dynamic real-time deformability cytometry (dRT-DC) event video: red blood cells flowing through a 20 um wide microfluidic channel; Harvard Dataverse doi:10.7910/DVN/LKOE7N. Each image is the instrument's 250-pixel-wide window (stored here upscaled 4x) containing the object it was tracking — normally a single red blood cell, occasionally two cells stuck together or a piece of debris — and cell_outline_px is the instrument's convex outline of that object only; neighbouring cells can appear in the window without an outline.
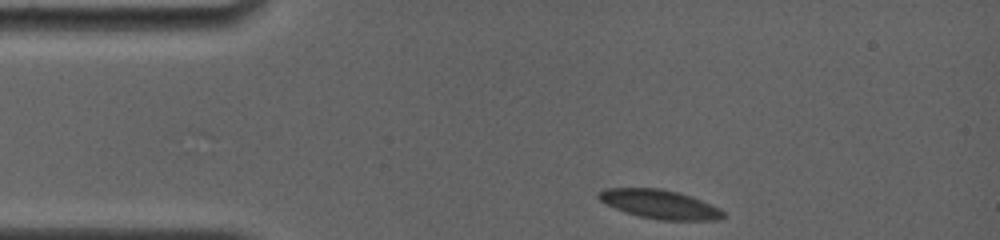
{"species": "common noctule bat (a hibernating species)", "species_latin": "Nyctalus noctula", "temperature_condition": "room temperature", "stored_images_in_passage": 27, "camera_frame_rate_fps": 4000, "um_per_image_px": 0.085, "animal": {"sex": "female", "body_mass_g": 19.0, "forearm_length_mm": 56.7}, "frame": {"image": 1, "passage_image": 1, "time_ms": 0.0, "image_size_px": [1000, 240], "cell_outline_px": [[724, 216], [720, 220], [660, 220], [640, 216], [616, 208], [600, 200], [596, 196], [596, 192], [604, 188], [660, 188], [692, 196], [720, 208], [724, 212]], "centroid_in_image_um": [56.08, 17.35], "position_along_channel_um": 28.9, "area_um2": 20.87}}
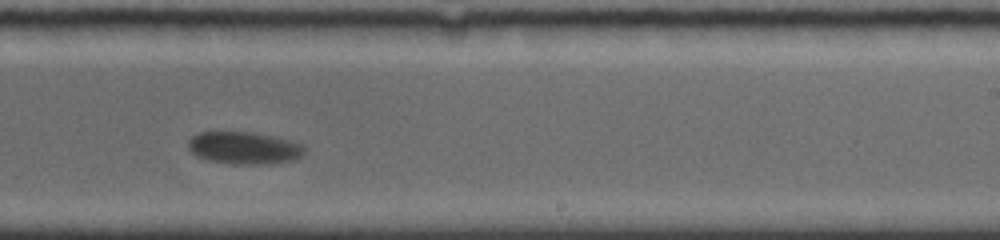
{"frame": {"image": 2, "passage_image": 16, "time_ms": 8.0, "image_size_px": [1000, 240], "cell_outline_px": [[304, 152], [300, 156], [292, 160], [268, 164], [232, 164], [208, 160], [196, 156], [188, 148], [188, 140], [192, 136], [200, 132], [252, 132], [292, 140], [304, 144]], "centroid_in_image_um": [20.74, 12.57], "position_along_channel_um": 268.3, "area_um2": 21.96}}
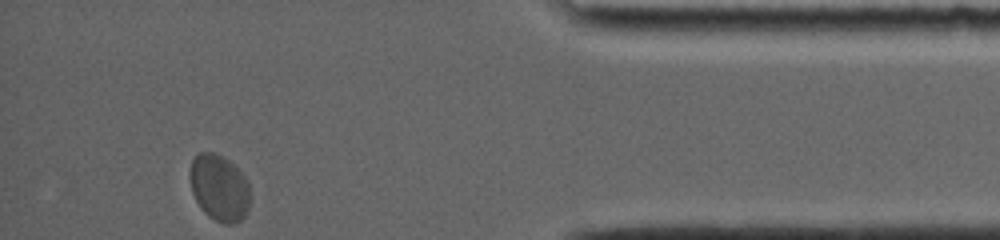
{"frame": {"image": 3, "passage_image": 27, "time_ms": 13.0, "image_size_px": [1000, 240], "cell_outline_px": [[248, 208], [244, 216], [236, 224], [224, 224], [208, 216], [200, 208], [192, 192], [188, 176], [192, 160], [200, 152], [212, 152], [228, 160], [248, 180]], "centroid_in_image_um": [18.6, 15.97], "position_along_channel_um": 416.6, "area_um2": 23.18}, "authors_computed_cell_mechanics": {"area_um2": 22.831, "velocity_mm_per_s": 3.56, "shape_relaxation_time_tau1_ms": 2.0744, "shape_relaxation_time_tau2_ms": null, "deformation_change_tau1": 0.043, "deformation_change_tau2": null}}